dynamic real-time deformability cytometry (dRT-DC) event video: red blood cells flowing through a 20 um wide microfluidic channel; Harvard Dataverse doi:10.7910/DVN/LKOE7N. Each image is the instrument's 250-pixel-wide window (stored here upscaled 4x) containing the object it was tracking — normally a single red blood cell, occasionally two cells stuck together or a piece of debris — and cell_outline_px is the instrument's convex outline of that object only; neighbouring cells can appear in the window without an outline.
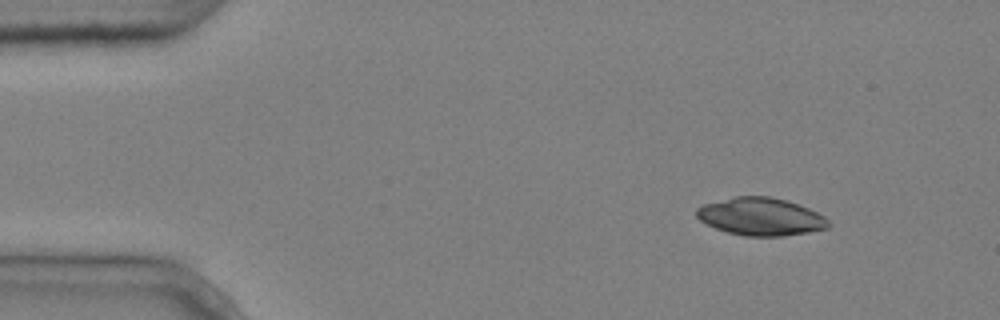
{"species": "common noctule bat (a hibernating species)", "species_latin": "Nyctalus noctula", "temperature_condition": "cold", "stored_images_in_passage": 3, "camera_frame_rate_fps": 3000, "um_per_image_px": 0.085, "animal": {"sex": "male", "body_mass_g": 20.4}, "frame": {"image": 1, "passage_image": 1, "time_ms": 0.0, "image_size_px": [1000, 320], "cell_outline_px": [[832, 224], [828, 228], [808, 232], [780, 236], [744, 236], [728, 232], [716, 228], [700, 220], [696, 216], [696, 208], [704, 204], [736, 196], [768, 196], [788, 200], [808, 208], [824, 216]], "centroid_in_image_um": [64.68, 18.41], "position_along_channel_um": 20.3, "area_um2": 28.9}}
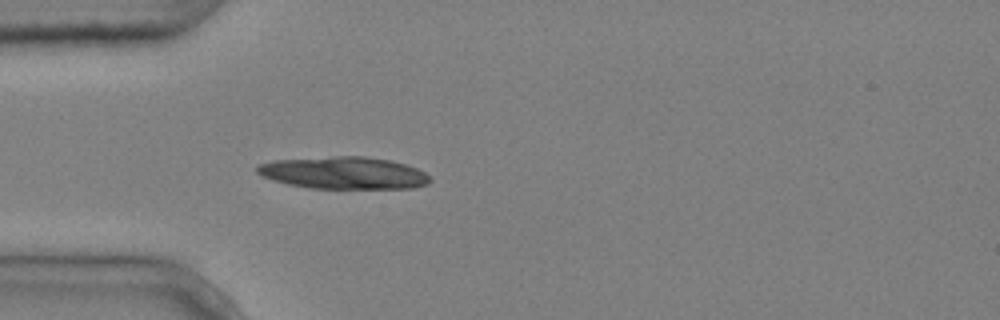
{"frame": {"image": 2, "passage_image": 3, "time_ms": 0.667, "image_size_px": [1000, 320], "cell_outline_px": [[432, 180], [428, 184], [412, 188], [308, 188], [288, 184], [272, 180], [260, 176], [256, 172], [256, 168], [260, 164], [276, 160], [332, 156], [364, 156], [392, 160], [416, 168], [424, 172]], "centroid_in_image_um": [29.2, 14.69], "position_along_channel_um": 55.8, "area_um2": 32.48}}